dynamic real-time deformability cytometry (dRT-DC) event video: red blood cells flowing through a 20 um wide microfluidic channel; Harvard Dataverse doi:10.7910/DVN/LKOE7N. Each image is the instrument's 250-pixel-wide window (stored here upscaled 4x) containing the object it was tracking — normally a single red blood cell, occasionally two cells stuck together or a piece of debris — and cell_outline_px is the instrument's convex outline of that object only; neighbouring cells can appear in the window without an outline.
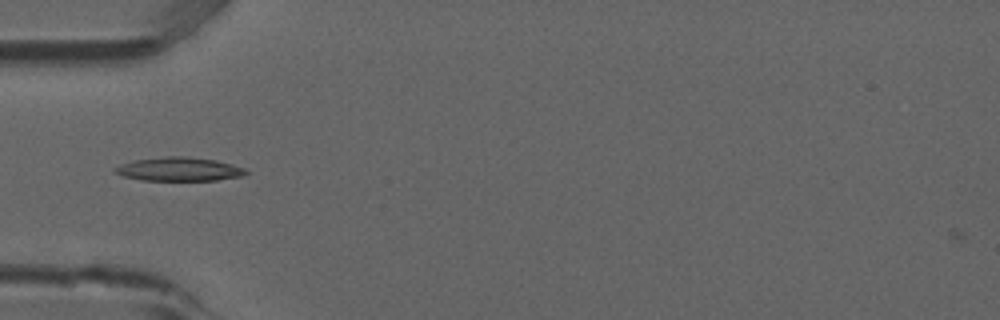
{"species": "common noctule bat (a hibernating species)", "species_latin": "Nyctalus noctula", "temperature_condition": "room temperature", "stored_images_in_passage": 38, "camera_frame_rate_fps": 3000, "um_per_image_px": 0.085, "animal": {"sex": "male", "forearm_length_mm": 52.5}, "frame": {"image": 1, "passage_image": 2, "time_ms": 0.333, "image_size_px": [1000, 320], "cell_outline_px": [[248, 172], [240, 176], [216, 180], [140, 180], [120, 176], [112, 168], [120, 164], [136, 160], [168, 156], [184, 156], [216, 160], [244, 168]], "centroid_in_image_um": [15.16, 14.38], "position_along_channel_um": 69.8, "area_um2": 17.92}}
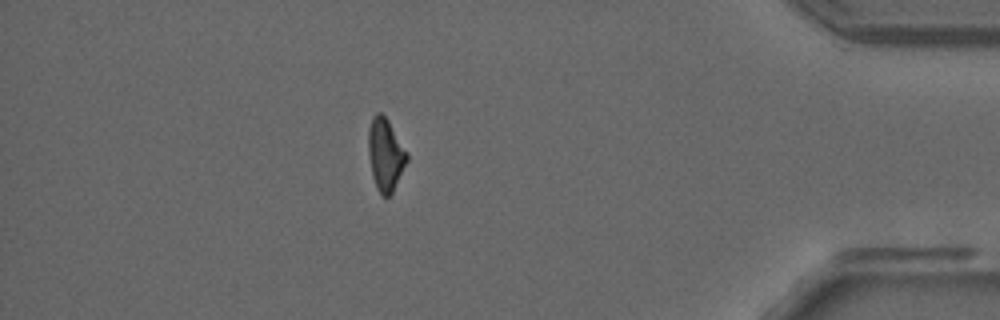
{"frame": {"image": 2, "passage_image": 31, "time_ms": 10.0, "image_size_px": [1000, 320], "cell_outline_px": [[408, 160], [392, 192], [388, 196], [380, 196], [376, 188], [372, 176], [368, 152], [368, 128], [372, 116], [376, 112], [380, 112], [388, 120], [408, 152]], "centroid_in_image_um": [32.75, 13.12], "position_along_channel_um": 402.5, "area_um2": 16.42}}
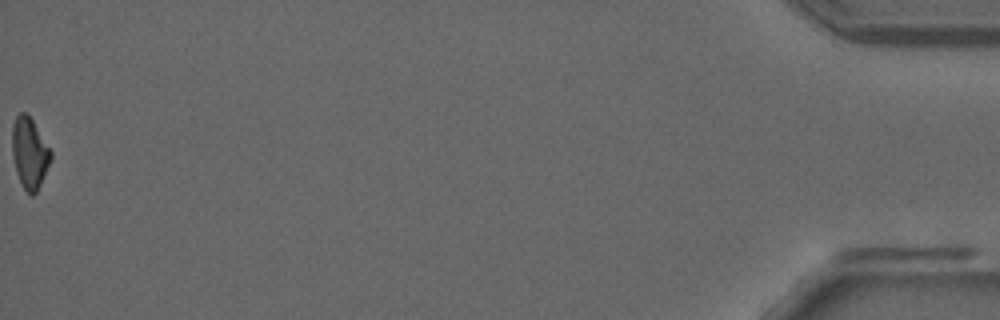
{"frame": {"image": 3, "passage_image": 38, "time_ms": 12.333, "image_size_px": [1000, 320], "cell_outline_px": [[52, 156], [36, 192], [32, 196], [24, 188], [16, 172], [12, 156], [12, 124], [16, 116], [20, 112], [28, 112], [52, 152]], "centroid_in_image_um": [2.49, 12.94], "position_along_channel_um": 432.7, "area_um2": 15.84}, "authors_computed_cell_mechanics": {"area_um2": 16.5597, "velocity_mm_per_s": 3.8974, "shape_relaxation_time_tau1_ms": null, "shape_relaxation_time_tau2_ms": 8.2995, "deformation_change_tau1": null, "deformation_change_tau2": 0.187}}